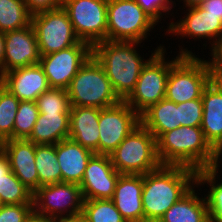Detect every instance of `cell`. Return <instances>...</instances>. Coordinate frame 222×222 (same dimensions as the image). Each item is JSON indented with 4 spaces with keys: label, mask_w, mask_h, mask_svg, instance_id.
Listing matches in <instances>:
<instances>
[{
    "label": "cell",
    "mask_w": 222,
    "mask_h": 222,
    "mask_svg": "<svg viewBox=\"0 0 222 222\" xmlns=\"http://www.w3.org/2000/svg\"><path fill=\"white\" fill-rule=\"evenodd\" d=\"M218 178V173L212 169H204L196 173V184L203 186L207 183L206 186L209 187L205 199L210 222H222V180L218 182L220 180Z\"/></svg>",
    "instance_id": "cell-27"
},
{
    "label": "cell",
    "mask_w": 222,
    "mask_h": 222,
    "mask_svg": "<svg viewBox=\"0 0 222 222\" xmlns=\"http://www.w3.org/2000/svg\"><path fill=\"white\" fill-rule=\"evenodd\" d=\"M33 211V204H4L0 208V222H24Z\"/></svg>",
    "instance_id": "cell-36"
},
{
    "label": "cell",
    "mask_w": 222,
    "mask_h": 222,
    "mask_svg": "<svg viewBox=\"0 0 222 222\" xmlns=\"http://www.w3.org/2000/svg\"><path fill=\"white\" fill-rule=\"evenodd\" d=\"M195 184L186 194L175 202L158 222H210L205 196L195 193Z\"/></svg>",
    "instance_id": "cell-23"
},
{
    "label": "cell",
    "mask_w": 222,
    "mask_h": 222,
    "mask_svg": "<svg viewBox=\"0 0 222 222\" xmlns=\"http://www.w3.org/2000/svg\"><path fill=\"white\" fill-rule=\"evenodd\" d=\"M206 12L222 21V0H206L200 5Z\"/></svg>",
    "instance_id": "cell-39"
},
{
    "label": "cell",
    "mask_w": 222,
    "mask_h": 222,
    "mask_svg": "<svg viewBox=\"0 0 222 222\" xmlns=\"http://www.w3.org/2000/svg\"><path fill=\"white\" fill-rule=\"evenodd\" d=\"M196 171L161 165L143 175L144 222H158L164 213L196 184Z\"/></svg>",
    "instance_id": "cell-1"
},
{
    "label": "cell",
    "mask_w": 222,
    "mask_h": 222,
    "mask_svg": "<svg viewBox=\"0 0 222 222\" xmlns=\"http://www.w3.org/2000/svg\"><path fill=\"white\" fill-rule=\"evenodd\" d=\"M157 24L162 17L171 11L175 1L173 0H134ZM165 13V14H164ZM160 20V21H159Z\"/></svg>",
    "instance_id": "cell-35"
},
{
    "label": "cell",
    "mask_w": 222,
    "mask_h": 222,
    "mask_svg": "<svg viewBox=\"0 0 222 222\" xmlns=\"http://www.w3.org/2000/svg\"><path fill=\"white\" fill-rule=\"evenodd\" d=\"M35 164L38 171L39 187L62 182V173L57 161L55 145H35Z\"/></svg>",
    "instance_id": "cell-26"
},
{
    "label": "cell",
    "mask_w": 222,
    "mask_h": 222,
    "mask_svg": "<svg viewBox=\"0 0 222 222\" xmlns=\"http://www.w3.org/2000/svg\"><path fill=\"white\" fill-rule=\"evenodd\" d=\"M156 144L161 165L184 166L196 172L213 166L215 150L206 141L201 127L181 126L167 131Z\"/></svg>",
    "instance_id": "cell-3"
},
{
    "label": "cell",
    "mask_w": 222,
    "mask_h": 222,
    "mask_svg": "<svg viewBox=\"0 0 222 222\" xmlns=\"http://www.w3.org/2000/svg\"><path fill=\"white\" fill-rule=\"evenodd\" d=\"M109 157L120 174L144 175L161 166L157 156L156 138L142 124H139Z\"/></svg>",
    "instance_id": "cell-6"
},
{
    "label": "cell",
    "mask_w": 222,
    "mask_h": 222,
    "mask_svg": "<svg viewBox=\"0 0 222 222\" xmlns=\"http://www.w3.org/2000/svg\"><path fill=\"white\" fill-rule=\"evenodd\" d=\"M41 56L67 49L80 40L63 7L31 15Z\"/></svg>",
    "instance_id": "cell-11"
},
{
    "label": "cell",
    "mask_w": 222,
    "mask_h": 222,
    "mask_svg": "<svg viewBox=\"0 0 222 222\" xmlns=\"http://www.w3.org/2000/svg\"><path fill=\"white\" fill-rule=\"evenodd\" d=\"M141 44L132 41L106 40L92 47V55L103 67L117 96L124 101L134 90L142 68L162 48L157 46L149 59L137 52Z\"/></svg>",
    "instance_id": "cell-2"
},
{
    "label": "cell",
    "mask_w": 222,
    "mask_h": 222,
    "mask_svg": "<svg viewBox=\"0 0 222 222\" xmlns=\"http://www.w3.org/2000/svg\"><path fill=\"white\" fill-rule=\"evenodd\" d=\"M31 24V14L24 0H0V32L26 28Z\"/></svg>",
    "instance_id": "cell-28"
},
{
    "label": "cell",
    "mask_w": 222,
    "mask_h": 222,
    "mask_svg": "<svg viewBox=\"0 0 222 222\" xmlns=\"http://www.w3.org/2000/svg\"><path fill=\"white\" fill-rule=\"evenodd\" d=\"M139 124L140 115L125 101L100 109L99 154L112 153Z\"/></svg>",
    "instance_id": "cell-12"
},
{
    "label": "cell",
    "mask_w": 222,
    "mask_h": 222,
    "mask_svg": "<svg viewBox=\"0 0 222 222\" xmlns=\"http://www.w3.org/2000/svg\"><path fill=\"white\" fill-rule=\"evenodd\" d=\"M55 222H86L81 216L73 218L55 219Z\"/></svg>",
    "instance_id": "cell-44"
},
{
    "label": "cell",
    "mask_w": 222,
    "mask_h": 222,
    "mask_svg": "<svg viewBox=\"0 0 222 222\" xmlns=\"http://www.w3.org/2000/svg\"><path fill=\"white\" fill-rule=\"evenodd\" d=\"M156 25L134 0H108L107 40L142 43Z\"/></svg>",
    "instance_id": "cell-8"
},
{
    "label": "cell",
    "mask_w": 222,
    "mask_h": 222,
    "mask_svg": "<svg viewBox=\"0 0 222 222\" xmlns=\"http://www.w3.org/2000/svg\"><path fill=\"white\" fill-rule=\"evenodd\" d=\"M24 222H55L54 218L43 216L32 211Z\"/></svg>",
    "instance_id": "cell-41"
},
{
    "label": "cell",
    "mask_w": 222,
    "mask_h": 222,
    "mask_svg": "<svg viewBox=\"0 0 222 222\" xmlns=\"http://www.w3.org/2000/svg\"><path fill=\"white\" fill-rule=\"evenodd\" d=\"M203 116L201 129L210 146L222 145V83L211 80L202 94Z\"/></svg>",
    "instance_id": "cell-20"
},
{
    "label": "cell",
    "mask_w": 222,
    "mask_h": 222,
    "mask_svg": "<svg viewBox=\"0 0 222 222\" xmlns=\"http://www.w3.org/2000/svg\"><path fill=\"white\" fill-rule=\"evenodd\" d=\"M3 74L39 63L41 54L33 25L4 33Z\"/></svg>",
    "instance_id": "cell-16"
},
{
    "label": "cell",
    "mask_w": 222,
    "mask_h": 222,
    "mask_svg": "<svg viewBox=\"0 0 222 222\" xmlns=\"http://www.w3.org/2000/svg\"><path fill=\"white\" fill-rule=\"evenodd\" d=\"M81 217L86 222H127L112 199H84Z\"/></svg>",
    "instance_id": "cell-29"
},
{
    "label": "cell",
    "mask_w": 222,
    "mask_h": 222,
    "mask_svg": "<svg viewBox=\"0 0 222 222\" xmlns=\"http://www.w3.org/2000/svg\"><path fill=\"white\" fill-rule=\"evenodd\" d=\"M188 11V12H186ZM185 16L179 21L169 23L166 32L180 39H207L211 47L222 39V21L206 12L200 5L187 7Z\"/></svg>",
    "instance_id": "cell-15"
},
{
    "label": "cell",
    "mask_w": 222,
    "mask_h": 222,
    "mask_svg": "<svg viewBox=\"0 0 222 222\" xmlns=\"http://www.w3.org/2000/svg\"><path fill=\"white\" fill-rule=\"evenodd\" d=\"M212 80L207 60L196 56H181L168 74L165 99L176 104L201 99Z\"/></svg>",
    "instance_id": "cell-7"
},
{
    "label": "cell",
    "mask_w": 222,
    "mask_h": 222,
    "mask_svg": "<svg viewBox=\"0 0 222 222\" xmlns=\"http://www.w3.org/2000/svg\"><path fill=\"white\" fill-rule=\"evenodd\" d=\"M181 126L200 127L203 116L202 99L178 103Z\"/></svg>",
    "instance_id": "cell-34"
},
{
    "label": "cell",
    "mask_w": 222,
    "mask_h": 222,
    "mask_svg": "<svg viewBox=\"0 0 222 222\" xmlns=\"http://www.w3.org/2000/svg\"><path fill=\"white\" fill-rule=\"evenodd\" d=\"M211 59L207 61L212 80L222 83V39L209 47Z\"/></svg>",
    "instance_id": "cell-37"
},
{
    "label": "cell",
    "mask_w": 222,
    "mask_h": 222,
    "mask_svg": "<svg viewBox=\"0 0 222 222\" xmlns=\"http://www.w3.org/2000/svg\"><path fill=\"white\" fill-rule=\"evenodd\" d=\"M70 113H39L31 135L27 138L35 145H55L69 138Z\"/></svg>",
    "instance_id": "cell-24"
},
{
    "label": "cell",
    "mask_w": 222,
    "mask_h": 222,
    "mask_svg": "<svg viewBox=\"0 0 222 222\" xmlns=\"http://www.w3.org/2000/svg\"><path fill=\"white\" fill-rule=\"evenodd\" d=\"M11 172L10 162L5 152L0 154V178H6V175Z\"/></svg>",
    "instance_id": "cell-40"
},
{
    "label": "cell",
    "mask_w": 222,
    "mask_h": 222,
    "mask_svg": "<svg viewBox=\"0 0 222 222\" xmlns=\"http://www.w3.org/2000/svg\"><path fill=\"white\" fill-rule=\"evenodd\" d=\"M99 113L96 107L71 106L69 138L99 154Z\"/></svg>",
    "instance_id": "cell-21"
},
{
    "label": "cell",
    "mask_w": 222,
    "mask_h": 222,
    "mask_svg": "<svg viewBox=\"0 0 222 222\" xmlns=\"http://www.w3.org/2000/svg\"><path fill=\"white\" fill-rule=\"evenodd\" d=\"M142 191L143 175L119 176L112 200L127 222H144Z\"/></svg>",
    "instance_id": "cell-19"
},
{
    "label": "cell",
    "mask_w": 222,
    "mask_h": 222,
    "mask_svg": "<svg viewBox=\"0 0 222 222\" xmlns=\"http://www.w3.org/2000/svg\"><path fill=\"white\" fill-rule=\"evenodd\" d=\"M4 87V76L3 74L0 72V90Z\"/></svg>",
    "instance_id": "cell-47"
},
{
    "label": "cell",
    "mask_w": 222,
    "mask_h": 222,
    "mask_svg": "<svg viewBox=\"0 0 222 222\" xmlns=\"http://www.w3.org/2000/svg\"><path fill=\"white\" fill-rule=\"evenodd\" d=\"M92 55V47L83 41L67 49L41 56L42 67L51 88L67 89L81 66Z\"/></svg>",
    "instance_id": "cell-13"
},
{
    "label": "cell",
    "mask_w": 222,
    "mask_h": 222,
    "mask_svg": "<svg viewBox=\"0 0 222 222\" xmlns=\"http://www.w3.org/2000/svg\"><path fill=\"white\" fill-rule=\"evenodd\" d=\"M66 90L71 106L103 109L122 101L93 55L81 66Z\"/></svg>",
    "instance_id": "cell-4"
},
{
    "label": "cell",
    "mask_w": 222,
    "mask_h": 222,
    "mask_svg": "<svg viewBox=\"0 0 222 222\" xmlns=\"http://www.w3.org/2000/svg\"><path fill=\"white\" fill-rule=\"evenodd\" d=\"M221 157V158H220ZM220 161L222 162V145L219 146L216 150H215V159H214V163L213 166L211 167V169L215 172V173H219V167H220Z\"/></svg>",
    "instance_id": "cell-42"
},
{
    "label": "cell",
    "mask_w": 222,
    "mask_h": 222,
    "mask_svg": "<svg viewBox=\"0 0 222 222\" xmlns=\"http://www.w3.org/2000/svg\"><path fill=\"white\" fill-rule=\"evenodd\" d=\"M39 113H70V100L66 89L50 88L36 100Z\"/></svg>",
    "instance_id": "cell-33"
},
{
    "label": "cell",
    "mask_w": 222,
    "mask_h": 222,
    "mask_svg": "<svg viewBox=\"0 0 222 222\" xmlns=\"http://www.w3.org/2000/svg\"><path fill=\"white\" fill-rule=\"evenodd\" d=\"M0 197L4 204H33V192L12 171L0 178Z\"/></svg>",
    "instance_id": "cell-30"
},
{
    "label": "cell",
    "mask_w": 222,
    "mask_h": 222,
    "mask_svg": "<svg viewBox=\"0 0 222 222\" xmlns=\"http://www.w3.org/2000/svg\"><path fill=\"white\" fill-rule=\"evenodd\" d=\"M181 49V50H180ZM166 48L160 49L142 68L131 94L124 100L135 112L141 115L151 105L165 99L170 67L181 56H196L187 48L179 47L178 55L171 61L165 59ZM167 60V61H166Z\"/></svg>",
    "instance_id": "cell-5"
},
{
    "label": "cell",
    "mask_w": 222,
    "mask_h": 222,
    "mask_svg": "<svg viewBox=\"0 0 222 222\" xmlns=\"http://www.w3.org/2000/svg\"><path fill=\"white\" fill-rule=\"evenodd\" d=\"M84 198L78 184L58 182L33 193V211L54 219L81 216Z\"/></svg>",
    "instance_id": "cell-9"
},
{
    "label": "cell",
    "mask_w": 222,
    "mask_h": 222,
    "mask_svg": "<svg viewBox=\"0 0 222 222\" xmlns=\"http://www.w3.org/2000/svg\"><path fill=\"white\" fill-rule=\"evenodd\" d=\"M5 53L4 33L0 32V72L3 74V60Z\"/></svg>",
    "instance_id": "cell-43"
},
{
    "label": "cell",
    "mask_w": 222,
    "mask_h": 222,
    "mask_svg": "<svg viewBox=\"0 0 222 222\" xmlns=\"http://www.w3.org/2000/svg\"><path fill=\"white\" fill-rule=\"evenodd\" d=\"M4 205V203L2 202L1 200V197H0V208Z\"/></svg>",
    "instance_id": "cell-48"
},
{
    "label": "cell",
    "mask_w": 222,
    "mask_h": 222,
    "mask_svg": "<svg viewBox=\"0 0 222 222\" xmlns=\"http://www.w3.org/2000/svg\"><path fill=\"white\" fill-rule=\"evenodd\" d=\"M39 116L37 103L34 101H20L15 116L13 139H27L33 130Z\"/></svg>",
    "instance_id": "cell-32"
},
{
    "label": "cell",
    "mask_w": 222,
    "mask_h": 222,
    "mask_svg": "<svg viewBox=\"0 0 222 222\" xmlns=\"http://www.w3.org/2000/svg\"><path fill=\"white\" fill-rule=\"evenodd\" d=\"M55 148L62 182L80 185L88 161L95 153L70 138L58 142Z\"/></svg>",
    "instance_id": "cell-22"
},
{
    "label": "cell",
    "mask_w": 222,
    "mask_h": 222,
    "mask_svg": "<svg viewBox=\"0 0 222 222\" xmlns=\"http://www.w3.org/2000/svg\"><path fill=\"white\" fill-rule=\"evenodd\" d=\"M31 15L62 7L63 0H24Z\"/></svg>",
    "instance_id": "cell-38"
},
{
    "label": "cell",
    "mask_w": 222,
    "mask_h": 222,
    "mask_svg": "<svg viewBox=\"0 0 222 222\" xmlns=\"http://www.w3.org/2000/svg\"><path fill=\"white\" fill-rule=\"evenodd\" d=\"M5 141L0 137V154L4 152Z\"/></svg>",
    "instance_id": "cell-46"
},
{
    "label": "cell",
    "mask_w": 222,
    "mask_h": 222,
    "mask_svg": "<svg viewBox=\"0 0 222 222\" xmlns=\"http://www.w3.org/2000/svg\"><path fill=\"white\" fill-rule=\"evenodd\" d=\"M107 4L108 0H63L76 36L91 47L107 40Z\"/></svg>",
    "instance_id": "cell-10"
},
{
    "label": "cell",
    "mask_w": 222,
    "mask_h": 222,
    "mask_svg": "<svg viewBox=\"0 0 222 222\" xmlns=\"http://www.w3.org/2000/svg\"><path fill=\"white\" fill-rule=\"evenodd\" d=\"M4 152L9 158L11 171L34 193L39 188L35 144L28 139H9L5 141Z\"/></svg>",
    "instance_id": "cell-18"
},
{
    "label": "cell",
    "mask_w": 222,
    "mask_h": 222,
    "mask_svg": "<svg viewBox=\"0 0 222 222\" xmlns=\"http://www.w3.org/2000/svg\"><path fill=\"white\" fill-rule=\"evenodd\" d=\"M205 1L206 0H183V3L185 4V8H186V7L201 5Z\"/></svg>",
    "instance_id": "cell-45"
},
{
    "label": "cell",
    "mask_w": 222,
    "mask_h": 222,
    "mask_svg": "<svg viewBox=\"0 0 222 222\" xmlns=\"http://www.w3.org/2000/svg\"><path fill=\"white\" fill-rule=\"evenodd\" d=\"M140 122L157 140L163 133L181 127L179 105L162 99L140 115Z\"/></svg>",
    "instance_id": "cell-25"
},
{
    "label": "cell",
    "mask_w": 222,
    "mask_h": 222,
    "mask_svg": "<svg viewBox=\"0 0 222 222\" xmlns=\"http://www.w3.org/2000/svg\"><path fill=\"white\" fill-rule=\"evenodd\" d=\"M20 100L8 89L0 90V137L6 141L13 139V128Z\"/></svg>",
    "instance_id": "cell-31"
},
{
    "label": "cell",
    "mask_w": 222,
    "mask_h": 222,
    "mask_svg": "<svg viewBox=\"0 0 222 222\" xmlns=\"http://www.w3.org/2000/svg\"><path fill=\"white\" fill-rule=\"evenodd\" d=\"M121 174L109 155L94 154L88 161L80 188L84 199H112Z\"/></svg>",
    "instance_id": "cell-14"
},
{
    "label": "cell",
    "mask_w": 222,
    "mask_h": 222,
    "mask_svg": "<svg viewBox=\"0 0 222 222\" xmlns=\"http://www.w3.org/2000/svg\"><path fill=\"white\" fill-rule=\"evenodd\" d=\"M3 76L4 87L20 101L36 102L42 93L51 88L39 63L10 70Z\"/></svg>",
    "instance_id": "cell-17"
}]
</instances>
